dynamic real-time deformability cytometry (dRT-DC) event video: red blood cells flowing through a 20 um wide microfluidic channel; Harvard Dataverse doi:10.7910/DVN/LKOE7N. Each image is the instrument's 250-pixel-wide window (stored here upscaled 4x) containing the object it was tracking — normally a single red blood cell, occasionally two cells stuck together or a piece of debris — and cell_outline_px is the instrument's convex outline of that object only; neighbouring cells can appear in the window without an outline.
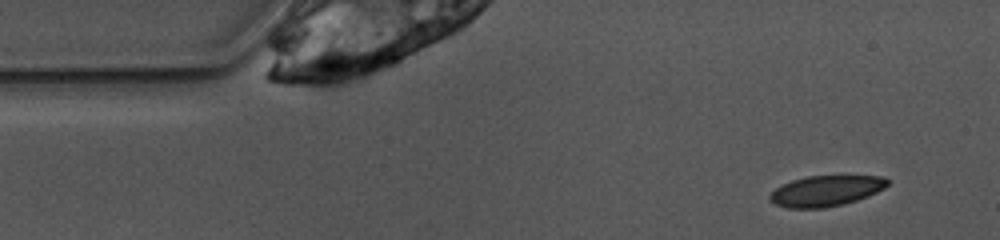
{"species": "common noctule bat (a hibernating species)", "species_latin": "Nyctalus noctula", "temperature_condition": "warm", "stored_images_in_passage": 7, "camera_frame_rate_fps": 3000, "um_per_image_px": 0.085, "animal": {"sex": "female", "body_mass_g": 10.0, "forearm_length_mm": 53.1}, "frame": {"image": 1, "passage_image": 4, "time_ms": 1.0, "image_size_px": [1000, 240], "cell_outline_px": [[888, 184], [884, 188], [868, 196], [856, 200], [824, 208], [788, 208], [776, 204], [768, 200], [768, 196], [776, 188], [792, 180], [808, 176], [884, 176], [888, 180]], "centroid_in_image_um": [70.19, 16.22], "position_along_channel_um": 14.8, "area_um2": 20.81}}